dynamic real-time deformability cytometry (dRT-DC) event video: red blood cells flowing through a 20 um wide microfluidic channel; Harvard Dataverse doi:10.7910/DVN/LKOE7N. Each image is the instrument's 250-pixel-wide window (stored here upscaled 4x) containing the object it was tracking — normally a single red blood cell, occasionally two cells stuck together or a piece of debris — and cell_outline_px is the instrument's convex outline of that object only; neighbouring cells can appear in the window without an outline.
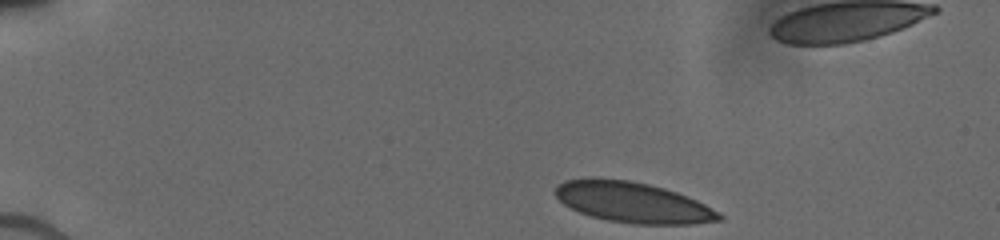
{"species": "human", "species_latin": "Homo sapiens", "temperature_condition": "cold", "stored_images_in_passage": 29, "camera_frame_rate_fps": 3000, "um_per_image_px": 0.085, "donor": {"sex": "male"}, "frame": {"image": 1, "passage_image": 1, "time_ms": 0.0, "image_size_px": [1000, 240], "cell_outline_px": [[724, 220], [692, 224], [632, 224], [608, 220], [592, 216], [580, 212], [564, 204], [552, 192], [556, 184], [564, 180], [628, 180], [648, 184], [664, 188], [676, 192], [696, 200], [704, 204], [724, 216]], "centroid_in_image_um": [53.81, 17.23], "position_along_channel_um": 31.2, "area_um2": 38.09}}
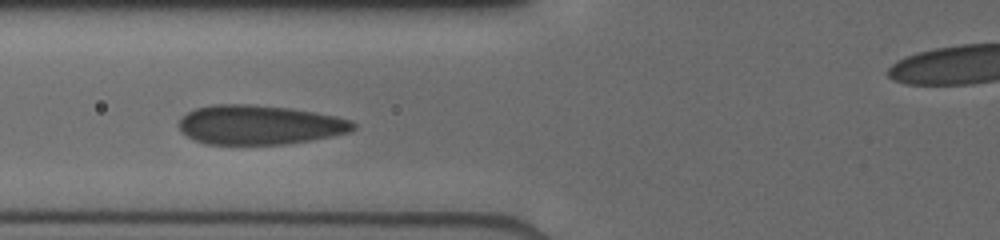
{"frame": {"image": 2, "passage_image": 19, "time_ms": 4.0, "image_size_px": [1000, 240], "cell_outline_px": [[356, 128], [348, 132], [332, 136], [312, 140], [284, 144], [204, 144], [192, 140], [180, 132], [176, 124], [188, 112], [196, 108], [212, 104], [256, 104], [292, 108], [316, 112], [336, 116], [352, 120], [356, 124]], "centroid_in_image_um": [22.03, 10.61], "position_along_channel_um": 103.8, "area_um2": 40.52}}
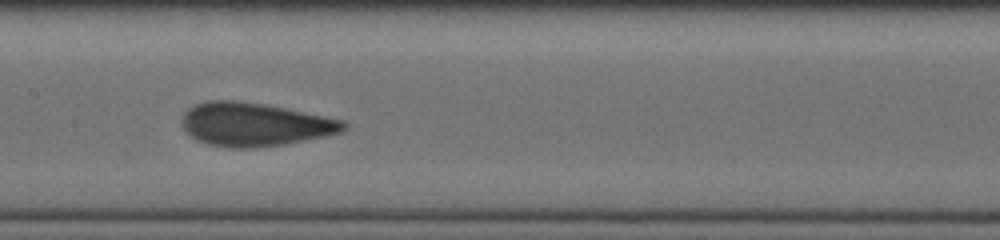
{"frame": {"image": 3, "passage_image": 28, "time_ms": 6.0, "image_size_px": [1000, 240], "cell_outline_px": [[348, 128], [340, 132], [324, 136], [284, 144], [252, 148], [232, 148], [208, 144], [196, 140], [180, 124], [180, 120], [184, 112], [192, 104], [208, 100], [232, 100], [264, 104], [344, 120], [348, 124]], "centroid_in_image_um": [21.6, 10.57], "position_along_channel_um": 185.8, "area_um2": 40.92}}